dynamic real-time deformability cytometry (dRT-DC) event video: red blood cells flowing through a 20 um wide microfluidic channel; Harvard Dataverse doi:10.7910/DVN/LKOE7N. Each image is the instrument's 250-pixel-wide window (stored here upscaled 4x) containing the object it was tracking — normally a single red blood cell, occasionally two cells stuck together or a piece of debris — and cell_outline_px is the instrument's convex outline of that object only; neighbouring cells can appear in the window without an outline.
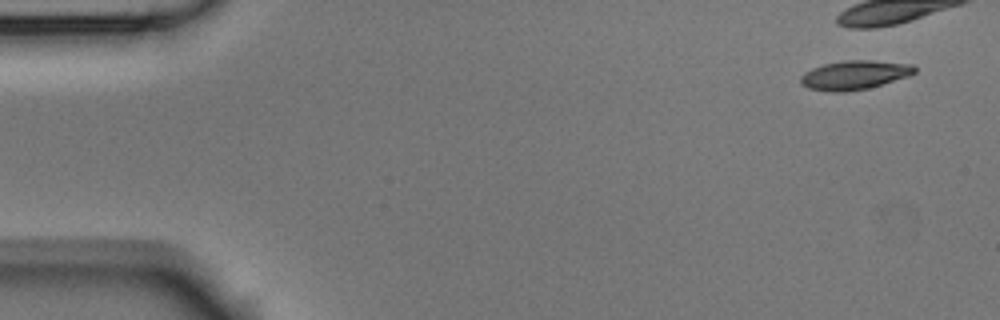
{"species": "Egyptian fruit bat (a non-hibernating species)", "species_latin": "Rousettus aegyptiacus", "temperature_condition": "room temperature", "stored_images_in_passage": 4, "camera_frame_rate_fps": 3000, "um_per_image_px": 0.085, "animal": {"sex": "male"}, "frame": {"image": 1, "passage_image": 1, "time_ms": 0.0, "image_size_px": [1000, 320], "cell_outline_px": [[916, 72], [908, 76], [868, 88], [844, 92], [828, 92], [808, 88], [800, 84], [800, 76], [804, 72], [812, 68], [824, 64], [844, 60], [872, 60], [912, 64], [916, 68]], "centroid_in_image_um": [72.59, 6.37], "position_along_channel_um": 12.4, "area_um2": 19.36}}